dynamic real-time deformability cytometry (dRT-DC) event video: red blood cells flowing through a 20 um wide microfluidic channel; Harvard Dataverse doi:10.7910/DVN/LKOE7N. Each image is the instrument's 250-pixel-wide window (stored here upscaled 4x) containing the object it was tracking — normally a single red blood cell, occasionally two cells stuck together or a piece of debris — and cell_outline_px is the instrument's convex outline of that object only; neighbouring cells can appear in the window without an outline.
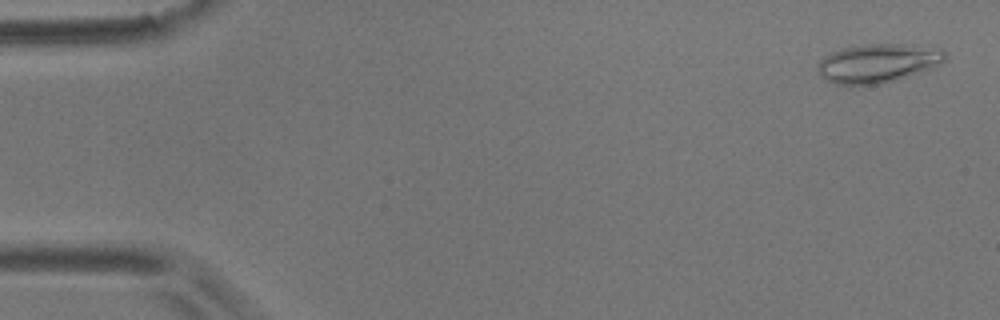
{"species": "common noctule bat (a hibernating species)", "species_latin": "Nyctalus noctula", "temperature_condition": "room temperature", "stored_images_in_passage": 49, "camera_frame_rate_fps": 3000, "um_per_image_px": 0.085, "animal": {"sex": "male", "body_mass_g": 17.9}, "frame": {"image": 1, "passage_image": 2, "time_ms": 0.333, "image_size_px": [1000, 320], "cell_outline_px": [[944, 60], [940, 64], [880, 84], [836, 84], [824, 80], [816, 72], [820, 60], [824, 56], [832, 52], [844, 48], [860, 44], [904, 44], [944, 52]], "centroid_in_image_um": [74.46, 5.37], "position_along_channel_um": 10.5, "area_um2": 27.86}}
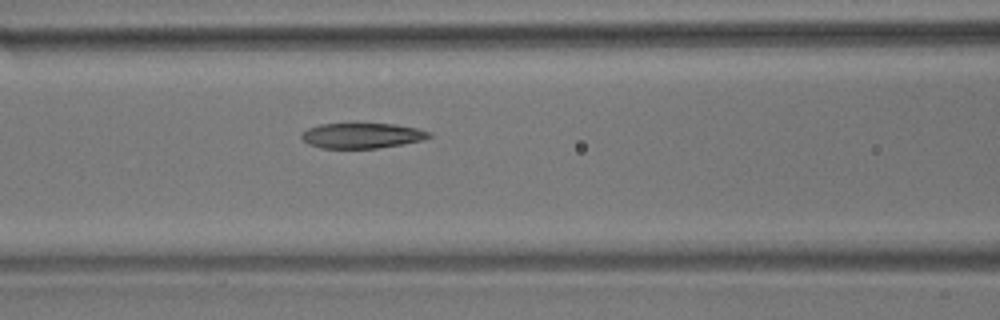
{"frame": {"image": 2, "passage_image": 23, "time_ms": 7.333, "image_size_px": [1000, 320], "cell_outline_px": [[432, 136], [424, 140], [376, 148], [320, 148], [308, 144], [300, 136], [308, 128], [320, 124], [356, 120], [396, 124], [416, 128], [432, 132]], "centroid_in_image_um": [30.76, 11.46], "position_along_channel_um": 135.8, "area_um2": 19.77}}
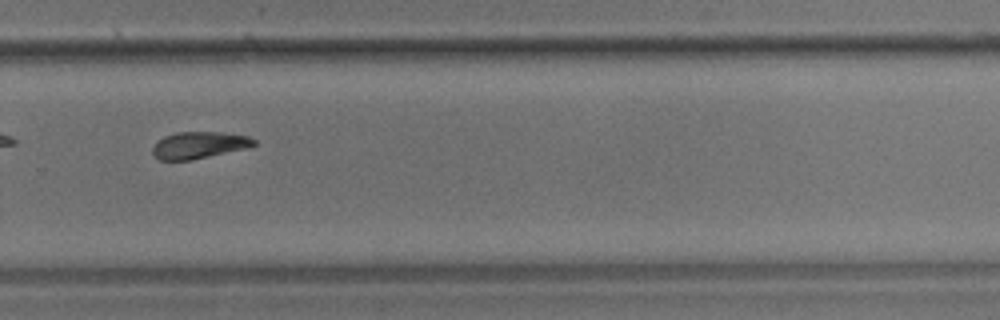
{"frame": {"image": 3, "passage_image": 37, "time_ms": 12.0, "image_size_px": [1000, 320], "cell_outline_px": [[256, 144], [244, 148], [192, 160], [160, 160], [152, 152], [152, 148], [156, 140], [164, 136], [176, 132], [220, 132], [248, 136], [256, 140]], "centroid_in_image_um": [16.87, 12.32], "position_along_channel_um": 312.9, "area_um2": 15.72}}